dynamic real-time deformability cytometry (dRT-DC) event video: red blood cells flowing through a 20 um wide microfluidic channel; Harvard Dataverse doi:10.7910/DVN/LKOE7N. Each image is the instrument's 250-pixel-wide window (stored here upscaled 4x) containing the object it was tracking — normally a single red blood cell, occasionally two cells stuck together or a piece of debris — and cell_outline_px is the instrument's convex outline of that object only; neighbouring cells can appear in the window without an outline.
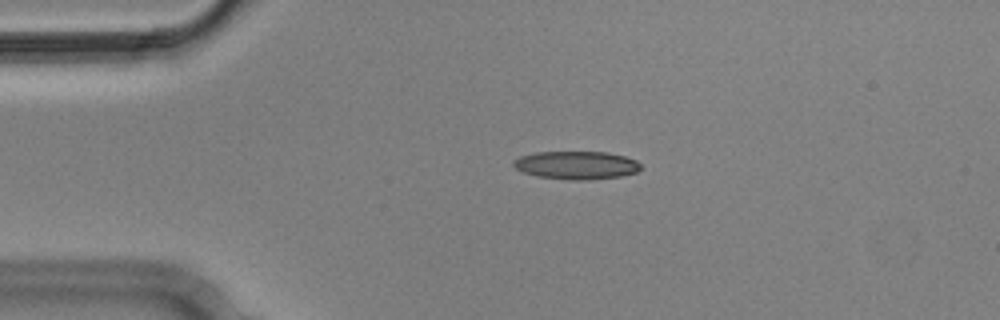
{"species": "Egyptian fruit bat (a non-hibernating species)", "species_latin": "Rousettus aegyptiacus", "temperature_condition": "cold", "stored_images_in_passage": 4, "camera_frame_rate_fps": 3000, "um_per_image_px": 0.085, "animal": {"sex": "male"}, "frame": {"image": 1, "passage_image": 3, "time_ms": 0.667, "image_size_px": [1000, 320], "cell_outline_px": [[640, 168], [636, 172], [620, 176], [588, 180], [568, 180], [536, 176], [524, 172], [516, 168], [512, 164], [512, 160], [520, 156], [536, 152], [608, 152], [624, 156], [636, 160], [640, 164]], "centroid_in_image_um": [48.97, 14.04], "position_along_channel_um": 36.0, "area_um2": 20.87}}